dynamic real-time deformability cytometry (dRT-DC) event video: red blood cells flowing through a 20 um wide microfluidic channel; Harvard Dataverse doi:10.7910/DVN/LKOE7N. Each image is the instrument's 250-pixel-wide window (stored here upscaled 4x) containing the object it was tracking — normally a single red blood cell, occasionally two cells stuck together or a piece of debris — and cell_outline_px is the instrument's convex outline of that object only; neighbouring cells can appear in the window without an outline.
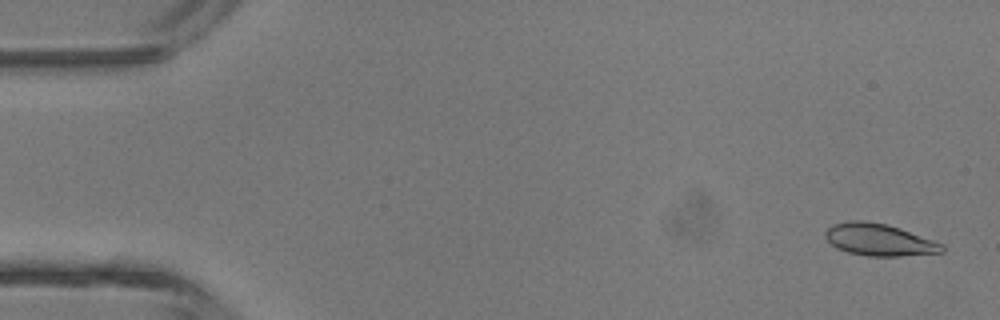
{"species": "common noctule bat (a hibernating species)", "species_latin": "Nyctalus noctula", "temperature_condition": "room temperature", "stored_images_in_passage": 4, "camera_frame_rate_fps": 3000, "um_per_image_px": 0.085, "animal": {"sex": "male", "body_mass_g": 13.3}, "frame": {"image": 1, "passage_image": 1, "time_ms": 0.0, "image_size_px": [1000, 320], "cell_outline_px": [[944, 252], [900, 256], [868, 256], [848, 252], [836, 248], [824, 236], [824, 232], [832, 224], [852, 220], [860, 220], [888, 224], [900, 228], [944, 244]], "centroid_in_image_um": [74.72, 20.37], "position_along_channel_um": 10.3, "area_um2": 21.79}}
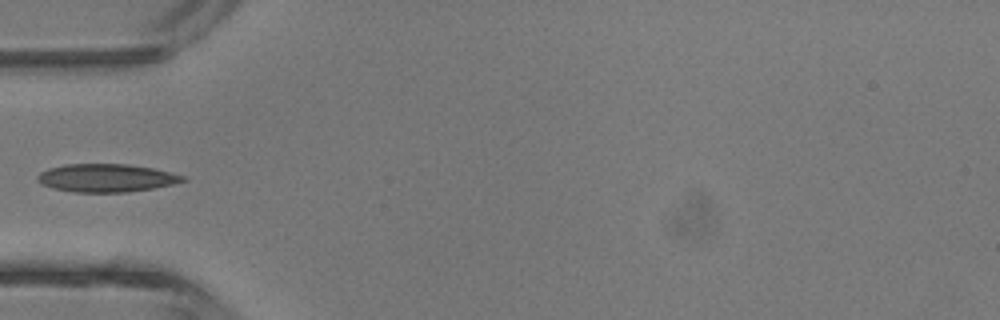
{"frame": {"image": 2, "passage_image": 4, "time_ms": 4.333, "image_size_px": [1000, 320], "cell_outline_px": [[188, 180], [172, 184], [152, 188], [124, 192], [72, 192], [52, 188], [40, 184], [36, 180], [36, 176], [40, 172], [48, 168], [64, 164], [128, 164], [152, 168], [188, 176]], "centroid_in_image_um": [9.01, 15.12], "position_along_channel_um": 76.0, "area_um2": 23.93}}